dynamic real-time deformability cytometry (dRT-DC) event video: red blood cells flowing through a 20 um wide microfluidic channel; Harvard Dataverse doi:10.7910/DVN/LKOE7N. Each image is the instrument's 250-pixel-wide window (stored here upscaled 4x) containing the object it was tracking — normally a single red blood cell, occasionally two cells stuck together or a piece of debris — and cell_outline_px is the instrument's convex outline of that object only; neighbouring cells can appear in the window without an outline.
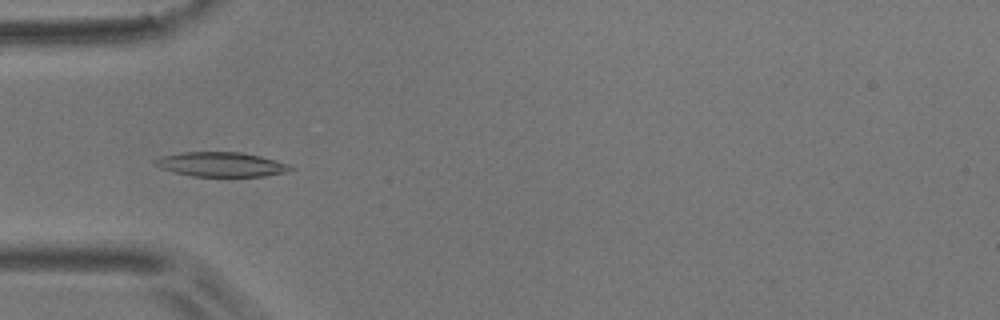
{"species": "common noctule bat (a hibernating species)", "species_latin": "Nyctalus noctula", "temperature_condition": "room temperature", "stored_images_in_passage": 45, "camera_frame_rate_fps": 3000, "um_per_image_px": 0.085, "animal": {"sex": "male", "body_mass_g": 17.9}, "frame": {"image": 1, "passage_image": 8, "time_ms": 2.333, "image_size_px": [1000, 320], "cell_outline_px": [[296, 168], [288, 172], [264, 176], [192, 176], [160, 168], [152, 160], [160, 156], [180, 152], [240, 152], [260, 156], [288, 164]], "centroid_in_image_um": [18.8, 13.97], "position_along_channel_um": 66.2, "area_um2": 19.31}}
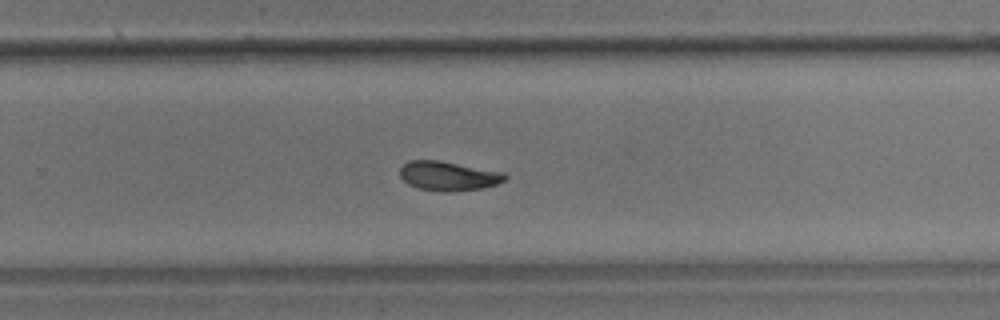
{"frame": {"image": 2, "passage_image": 26, "time_ms": 8.333, "image_size_px": [1000, 320], "cell_outline_px": [[508, 176], [504, 180], [496, 184], [484, 188], [448, 192], [444, 192], [416, 188], [408, 184], [400, 176], [400, 168], [408, 160], [436, 160], [504, 172]], "centroid_in_image_um": [38.09, 14.96], "position_along_channel_um": 291.7, "area_um2": 17.92}}
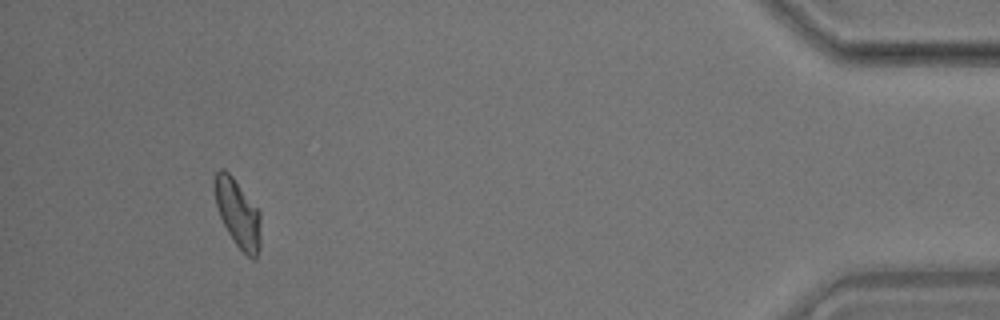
{"frame": {"image": 3, "passage_image": 41, "time_ms": 13.333, "image_size_px": [1000, 320], "cell_outline_px": [[260, 248], [256, 260], [252, 260], [236, 244], [228, 232], [220, 216], [216, 204], [212, 188], [212, 180], [216, 172], [220, 168], [224, 168], [232, 176], [260, 212]], "centroid_in_image_um": [20.19, 18.11], "position_along_channel_um": 415.0, "area_um2": 18.38}, "authors_computed_cell_mechanics": {"area_um2": 18.1492, "velocity_mm_per_s": 3.7689, "shape_relaxation_time_tau1_ms": 5.8469, "shape_relaxation_time_tau2_ms": null, "deformation_change_tau1": 0.1548, "deformation_change_tau2": null}}